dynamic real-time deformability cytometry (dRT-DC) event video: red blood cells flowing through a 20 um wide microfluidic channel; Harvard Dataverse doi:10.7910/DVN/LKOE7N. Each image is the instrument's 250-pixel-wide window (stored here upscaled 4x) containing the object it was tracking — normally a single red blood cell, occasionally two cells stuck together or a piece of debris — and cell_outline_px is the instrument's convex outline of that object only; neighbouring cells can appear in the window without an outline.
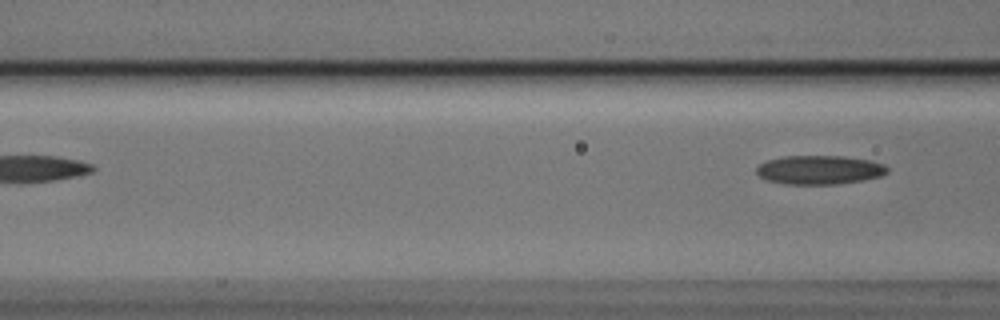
{"species": "Egyptian fruit bat (a non-hibernating species)", "species_latin": "Rousettus aegyptiacus", "temperature_condition": "cold", "stored_images_in_passage": 3, "camera_frame_rate_fps": 3000, "um_per_image_px": 0.085, "animal": {"sex": "male"}, "frame": {"image": 1, "passage_image": 3, "time_ms": 0.667, "image_size_px": [1000, 320], "cell_outline_px": [[888, 172], [880, 176], [864, 180], [836, 184], [784, 184], [768, 180], [760, 176], [756, 172], [756, 168], [760, 164], [768, 160], [784, 156], [844, 156], [868, 160], [884, 164], [888, 168]], "centroid_in_image_um": [69.66, 14.44], "position_along_channel_um": 96.9, "area_um2": 21.96}}